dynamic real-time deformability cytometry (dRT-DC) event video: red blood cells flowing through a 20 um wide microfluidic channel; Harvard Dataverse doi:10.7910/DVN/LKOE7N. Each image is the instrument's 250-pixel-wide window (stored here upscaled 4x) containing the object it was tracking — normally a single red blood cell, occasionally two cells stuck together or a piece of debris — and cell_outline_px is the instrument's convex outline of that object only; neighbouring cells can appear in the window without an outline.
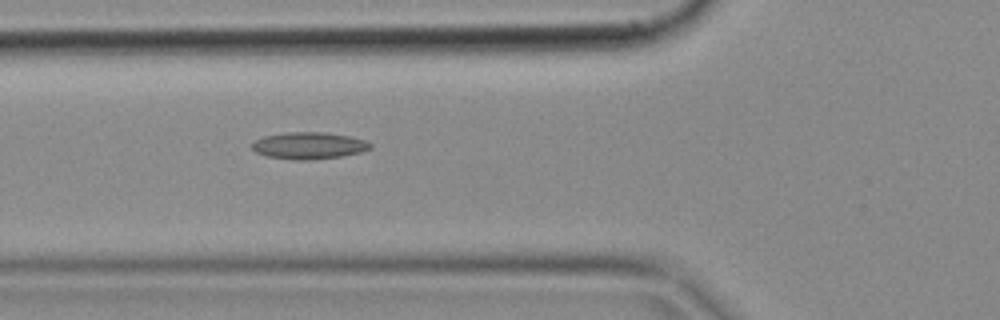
{"species": "common noctule bat (a hibernating species)", "species_latin": "Nyctalus noctula", "temperature_condition": "cold", "stored_images_in_passage": 6, "camera_frame_rate_fps": 3000, "um_per_image_px": 0.085, "animal": {"sex": "female", "body_mass_g": 18.4}, "frame": {"image": 1, "passage_image": 6, "time_ms": 1.667, "image_size_px": [1000, 320], "cell_outline_px": [[372, 148], [360, 152], [340, 156], [312, 160], [292, 160], [268, 156], [256, 152], [252, 148], [252, 144], [256, 140], [264, 136], [284, 132], [324, 132], [348, 136], [364, 140], [372, 144]], "centroid_in_image_um": [26.25, 12.37], "position_along_channel_um": 99.6, "area_um2": 18.44}}